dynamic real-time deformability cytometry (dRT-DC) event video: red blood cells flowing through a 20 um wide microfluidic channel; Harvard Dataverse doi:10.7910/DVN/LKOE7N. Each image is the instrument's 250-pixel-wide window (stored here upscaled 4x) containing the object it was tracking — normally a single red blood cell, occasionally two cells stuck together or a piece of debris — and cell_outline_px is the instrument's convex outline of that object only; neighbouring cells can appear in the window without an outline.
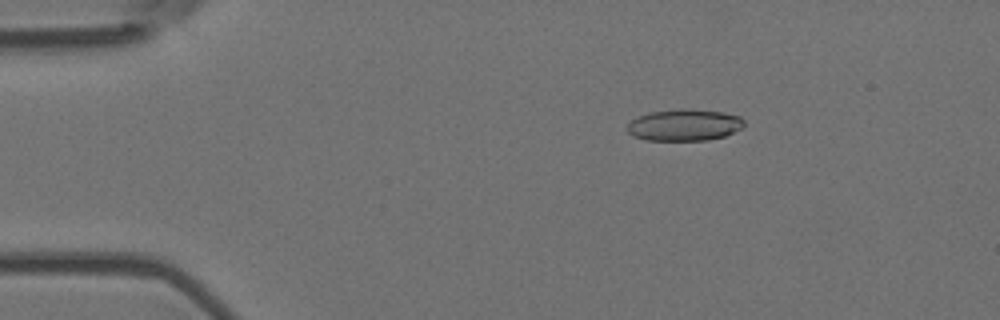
{"species": "Egyptian fruit bat (a non-hibernating species)", "species_latin": "Rousettus aegyptiacus", "temperature_condition": "room temperature", "stored_images_in_passage": 4, "camera_frame_rate_fps": 3000, "um_per_image_px": 0.085, "animal": {"sex": "female"}, "frame": {"image": 1, "passage_image": 2, "time_ms": 0.333, "image_size_px": [1000, 320], "cell_outline_px": [[744, 124], [740, 128], [724, 136], [708, 140], [644, 140], [632, 136], [628, 132], [628, 124], [632, 120], [648, 112], [688, 108], [720, 112], [740, 116], [744, 120]], "centroid_in_image_um": [58.15, 10.63], "position_along_channel_um": 26.9, "area_um2": 21.39}}